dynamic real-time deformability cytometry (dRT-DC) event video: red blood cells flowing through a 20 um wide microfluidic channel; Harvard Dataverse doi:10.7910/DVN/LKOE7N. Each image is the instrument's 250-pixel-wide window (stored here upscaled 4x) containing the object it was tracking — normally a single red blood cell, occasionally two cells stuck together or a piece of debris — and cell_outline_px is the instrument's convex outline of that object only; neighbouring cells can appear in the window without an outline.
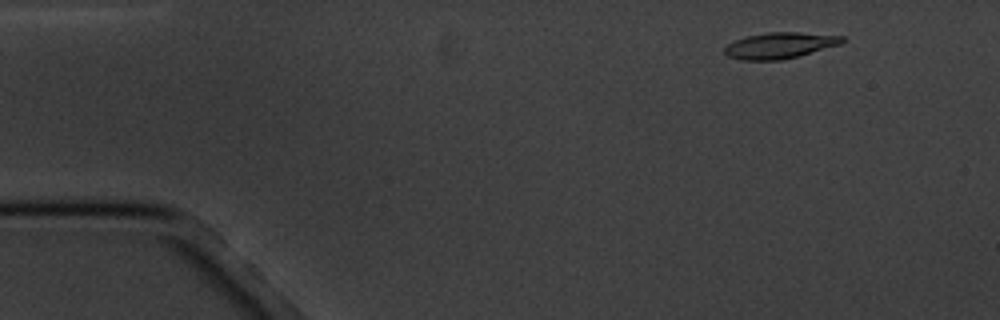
{"species": "common noctule bat (a hibernating species)", "species_latin": "Nyctalus noctula", "temperature_condition": "cold", "stored_images_in_passage": 6, "camera_frame_rate_fps": 3000, "um_per_image_px": 0.085, "animal": {"sex": "male", "body_mass_g": 20.1, "forearm_length_mm": 53.5}, "frame": {"image": 1, "passage_image": 2, "time_ms": 1.333, "image_size_px": [1000, 320], "cell_outline_px": [[844, 40], [840, 44], [800, 56], [780, 60], [740, 60], [728, 56], [724, 52], [724, 48], [728, 44], [736, 40], [748, 36], [768, 32], [800, 32], [844, 36]], "centroid_in_image_um": [66.29, 3.87], "position_along_channel_um": 18.7, "area_um2": 17.8}}
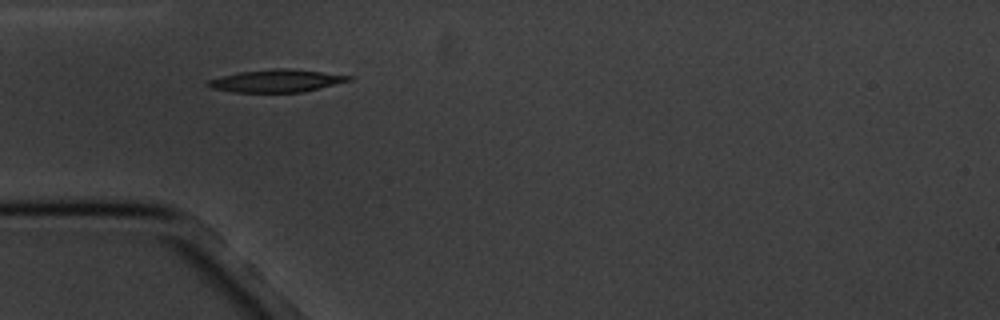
{"frame": {"image": 2, "passage_image": 5, "time_ms": 5.0, "image_size_px": [1000, 320], "cell_outline_px": [[352, 80], [304, 92], [232, 92], [212, 88], [204, 84], [208, 80], [240, 72], [272, 68], [284, 68], [320, 72], [352, 76]], "centroid_in_image_um": [23.49, 6.88], "position_along_channel_um": 61.5, "area_um2": 18.32}}
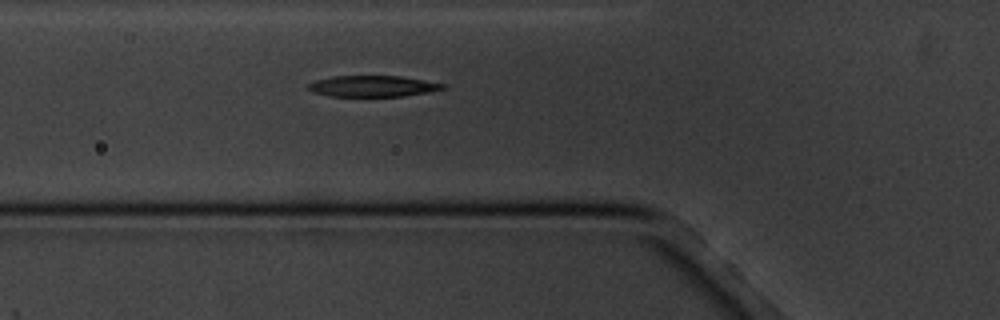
{"frame": {"image": 3, "passage_image": 6, "time_ms": 6.0, "image_size_px": [1000, 320], "cell_outline_px": [[444, 88], [404, 96], [328, 96], [312, 92], [308, 88], [308, 84], [316, 80], [332, 76], [400, 76], [424, 80], [444, 84]], "centroid_in_image_um": [31.6, 7.32], "position_along_channel_um": 94.2, "area_um2": 16.3}}